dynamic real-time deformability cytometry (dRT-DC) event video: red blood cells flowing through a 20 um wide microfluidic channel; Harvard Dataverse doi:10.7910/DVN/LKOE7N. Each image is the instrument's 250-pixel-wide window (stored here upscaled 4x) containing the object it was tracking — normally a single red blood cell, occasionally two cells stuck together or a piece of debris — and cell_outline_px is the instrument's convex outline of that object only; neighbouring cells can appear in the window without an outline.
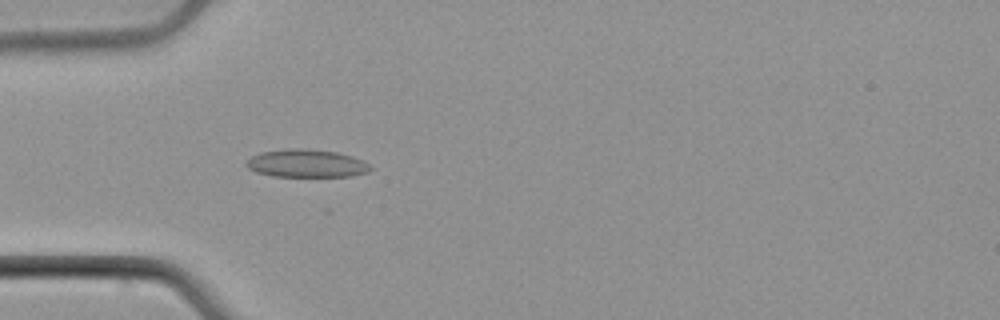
{"species": "common noctule bat (a hibernating species)", "species_latin": "Nyctalus noctula", "temperature_condition": "cold", "stored_images_in_passage": 52, "camera_frame_rate_fps": 3000, "um_per_image_px": 0.085, "animal": {"sex": "male", "body_mass_g": 21.5, "forearm_length_mm": 52.0}, "frame": {"image": 1, "passage_image": 16, "time_ms": 5.0, "image_size_px": [1000, 320], "cell_outline_px": [[368, 168], [360, 172], [344, 176], [280, 176], [260, 172], [252, 168], [248, 164], [248, 160], [264, 152], [332, 152], [348, 156], [356, 160]], "centroid_in_image_um": [25.99, 13.95], "position_along_channel_um": 59.0, "area_um2": 17.22}}
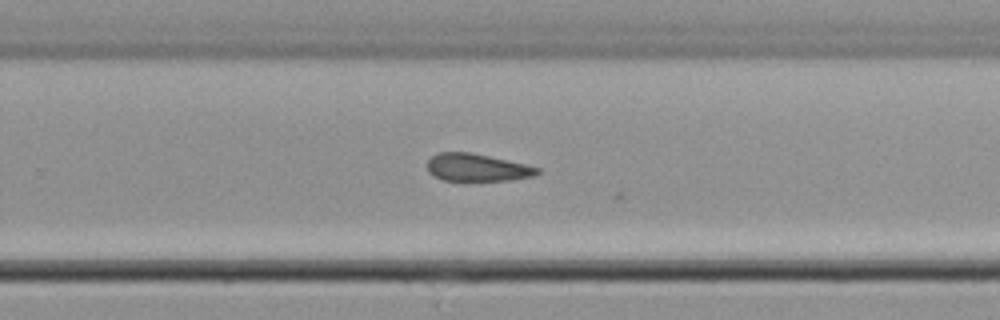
{"frame": {"image": 2, "passage_image": 34, "time_ms": 11.0, "image_size_px": [1000, 320], "cell_outline_px": [[540, 172], [528, 176], [504, 180], [444, 180], [436, 176], [428, 168], [428, 160], [432, 156], [444, 152], [468, 152], [540, 168]], "centroid_in_image_um": [40.51, 14.23], "position_along_channel_um": 289.3, "area_um2": 16.7}}
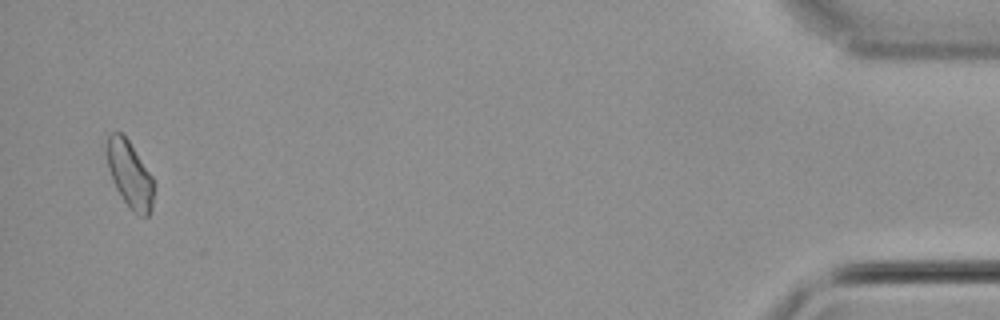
{"frame": {"image": 3, "passage_image": 51, "time_ms": 16.667, "image_size_px": [1000, 320], "cell_outline_px": [[152, 204], [148, 216], [144, 216], [132, 208], [124, 200], [112, 176], [108, 164], [108, 136], [116, 132], [120, 132], [128, 140], [152, 176]], "centroid_in_image_um": [11.05, 14.79], "position_along_channel_um": 424.2, "area_um2": 16.88}, "authors_computed_cell_mechanics": {"area_um2": 16.9932, "velocity_mm_per_s": 3.9207, "shape_relaxation_time_tau1_ms": 9.0188, "shape_relaxation_time_tau2_ms": 3.3728, "deformation_change_tau1": 0.0856, "deformation_change_tau2": 0.1018}}